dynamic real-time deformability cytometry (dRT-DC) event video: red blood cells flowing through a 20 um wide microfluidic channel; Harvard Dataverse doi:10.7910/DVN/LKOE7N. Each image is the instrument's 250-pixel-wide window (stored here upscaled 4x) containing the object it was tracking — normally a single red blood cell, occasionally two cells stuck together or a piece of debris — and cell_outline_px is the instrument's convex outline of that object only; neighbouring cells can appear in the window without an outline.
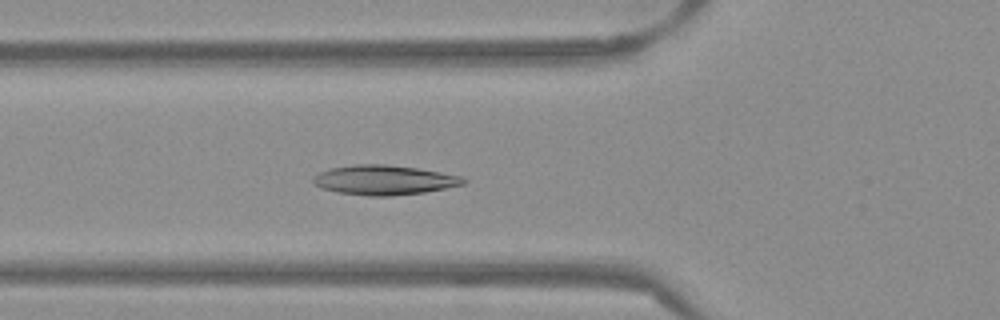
{"species": "Egyptian fruit bat (a non-hibernating species)", "species_latin": "Rousettus aegyptiacus", "temperature_condition": "warm", "stored_images_in_passage": 53, "camera_frame_rate_fps": 3000, "um_per_image_px": 0.085, "frame": {"image": 1, "passage_image": 19, "time_ms": 6.0, "image_size_px": [1000, 320], "cell_outline_px": [[468, 180], [464, 184], [424, 192], [388, 196], [368, 196], [336, 192], [320, 188], [312, 184], [312, 176], [328, 168], [356, 164], [384, 164], [416, 168], [440, 172], [460, 176]], "centroid_in_image_um": [32.57, 15.3], "position_along_channel_um": 93.2, "area_um2": 26.01}}
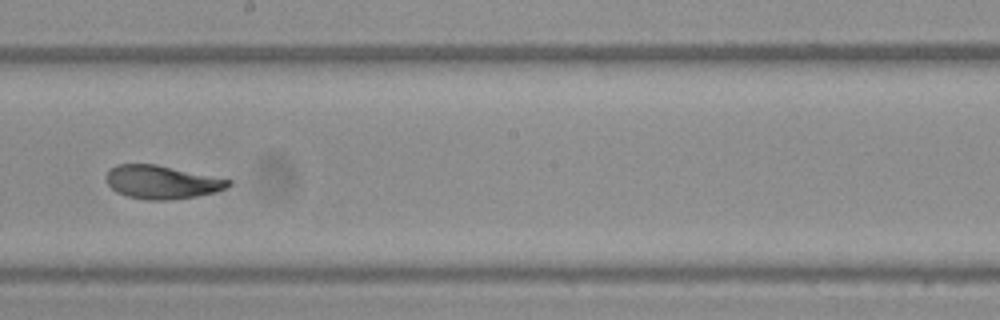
{"frame": {"image": 2, "passage_image": 30, "time_ms": 9.667, "image_size_px": [1000, 320], "cell_outline_px": [[232, 184], [216, 192], [196, 196], [168, 200], [148, 200], [128, 196], [116, 192], [108, 184], [104, 176], [116, 164], [156, 164], [232, 180]], "centroid_in_image_um": [13.74, 15.48], "position_along_channel_um": 234.5, "area_um2": 23.64}}
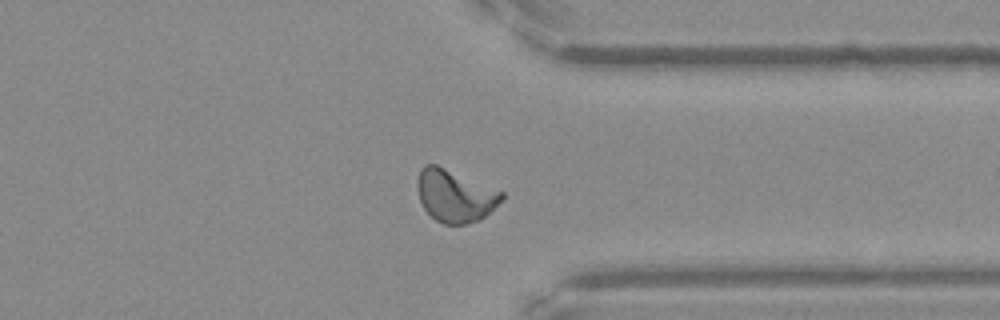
{"frame": {"image": 3, "passage_image": 41, "time_ms": 13.333, "image_size_px": [1000, 320], "cell_outline_px": [[504, 196], [484, 216], [476, 220], [464, 224], [444, 224], [436, 220], [424, 208], [420, 200], [416, 188], [416, 180], [420, 168], [424, 164], [436, 164], [504, 192]], "centroid_in_image_um": [38.61, 16.61], "position_along_channel_um": 372.8, "area_um2": 25.37}, "authors_computed_cell_mechanics": {"area_um2": 24.9118, "velocity_mm_per_s": 3.8378, "shape_relaxation_time_tau1_ms": 5.9078, "shape_relaxation_time_tau2_ms": 1.2664, "deformation_change_tau1": 0.1693, "deformation_change_tau2": 0.0695}}